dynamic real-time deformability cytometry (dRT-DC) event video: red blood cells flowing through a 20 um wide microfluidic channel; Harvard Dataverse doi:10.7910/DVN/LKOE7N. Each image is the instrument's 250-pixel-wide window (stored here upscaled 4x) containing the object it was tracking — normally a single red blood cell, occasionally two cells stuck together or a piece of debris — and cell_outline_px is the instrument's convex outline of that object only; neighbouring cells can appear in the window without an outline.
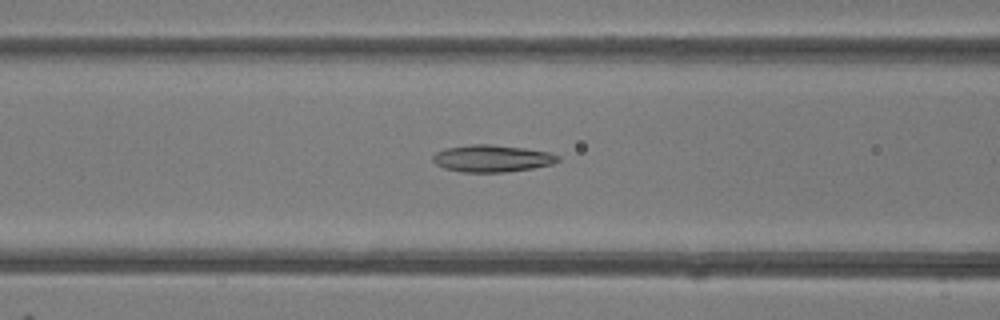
{"species": "common noctule bat (a hibernating species)", "species_latin": "Nyctalus noctula", "temperature_condition": "room temperature", "stored_images_in_passage": 49, "camera_frame_rate_fps": 3000, "um_per_image_px": 0.085, "animal": {"sex": "female"}, "frame": {"image": 1, "passage_image": 20, "time_ms": 6.333, "image_size_px": [1000, 320], "cell_outline_px": [[560, 160], [552, 164], [532, 168], [504, 172], [464, 172], [444, 168], [436, 164], [432, 160], [432, 156], [436, 152], [444, 148], [472, 144], [492, 144], [524, 148], [548, 152], [560, 156]], "centroid_in_image_um": [41.8, 13.46], "position_along_channel_um": 124.8, "area_um2": 19.71}}
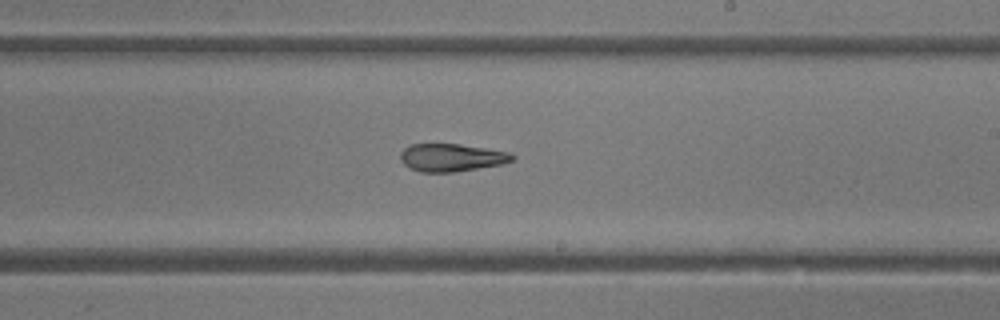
{"frame": {"image": 2, "passage_image": 29, "time_ms": 9.333, "image_size_px": [1000, 320], "cell_outline_px": [[516, 156], [512, 160], [504, 164], [456, 172], [420, 172], [408, 168], [400, 160], [400, 152], [408, 144], [460, 144], [512, 152]], "centroid_in_image_um": [38.38, 13.39], "position_along_channel_um": 250.6, "area_um2": 18.44}}
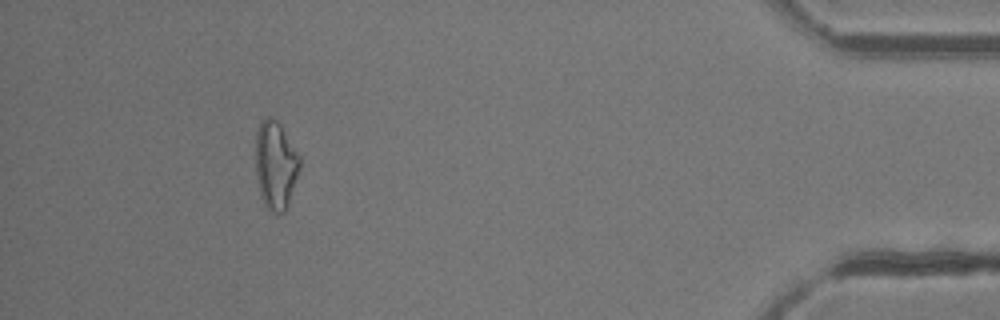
{"frame": {"image": 3, "passage_image": 45, "time_ms": 14.667, "image_size_px": [1000, 320], "cell_outline_px": [[300, 168], [288, 204], [284, 212], [276, 216], [264, 204], [260, 196], [256, 172], [256, 132], [260, 124], [268, 116], [272, 116], [280, 124], [300, 156]], "centroid_in_image_um": [23.43, 14.06], "position_along_channel_um": 411.8, "area_um2": 22.66}, "authors_computed_cell_mechanics": {"area_um2": 20.3456, "velocity_mm_per_s": 4.1972, "shape_relaxation_time_tau1_ms": null, "shape_relaxation_time_tau2_ms": 3.2809, "deformation_change_tau1": null, "deformation_change_tau2": 0.1352}}